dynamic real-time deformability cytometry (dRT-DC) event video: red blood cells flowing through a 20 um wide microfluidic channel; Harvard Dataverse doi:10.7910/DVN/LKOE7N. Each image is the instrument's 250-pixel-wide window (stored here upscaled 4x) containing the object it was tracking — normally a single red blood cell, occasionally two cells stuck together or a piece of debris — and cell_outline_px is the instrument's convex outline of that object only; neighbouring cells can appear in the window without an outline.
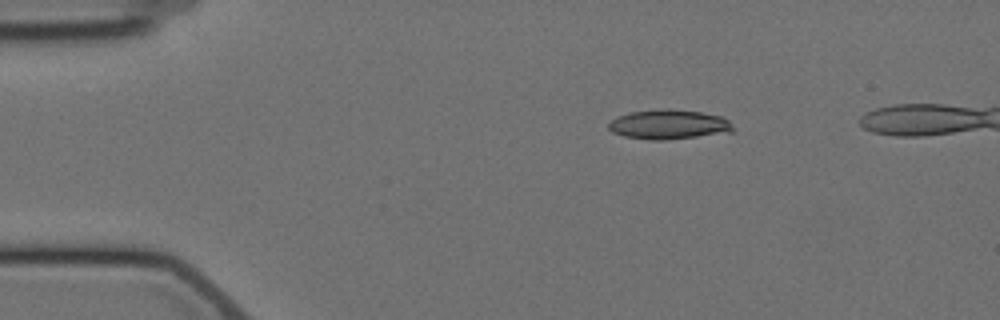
{"species": "Egyptian fruit bat (a non-hibernating species)", "species_latin": "Rousettus aegyptiacus", "temperature_condition": "cold", "stored_images_in_passage": 4, "camera_frame_rate_fps": 3000, "um_per_image_px": 0.085, "animal": {"sex": "female"}, "frame": {"image": 1, "passage_image": 1, "time_ms": 0.0, "image_size_px": [1000, 320], "cell_outline_px": [[736, 132], [664, 140], [652, 140], [624, 136], [612, 132], [608, 128], [608, 124], [616, 116], [628, 112], [660, 108], [668, 108], [700, 112], [720, 116], [728, 120], [736, 128]], "centroid_in_image_um": [56.86, 10.57], "position_along_channel_um": 28.1, "area_um2": 21.79}}